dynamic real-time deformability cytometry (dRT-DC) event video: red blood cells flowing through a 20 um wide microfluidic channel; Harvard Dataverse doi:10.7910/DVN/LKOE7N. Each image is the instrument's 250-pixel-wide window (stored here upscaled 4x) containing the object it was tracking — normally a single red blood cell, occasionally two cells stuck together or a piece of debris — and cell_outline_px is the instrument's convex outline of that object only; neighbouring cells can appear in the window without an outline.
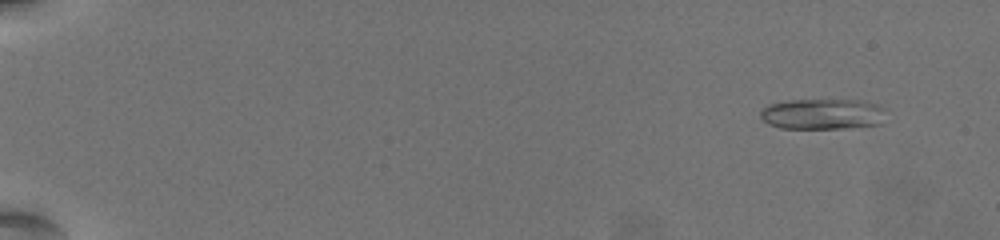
{"species": "common noctule bat (a hibernating species)", "species_latin": "Nyctalus noctula", "temperature_condition": "warm", "stored_images_in_passage": 62, "camera_frame_rate_fps": 3000, "um_per_image_px": 0.085, "animal": {"sex": "female", "body_mass_g": 19.5, "forearm_length_mm": 54.1}, "frame": {"image": 1, "passage_image": 6, "time_ms": 1.667, "image_size_px": [1000, 240], "cell_outline_px": [[884, 108], [880, 124], [844, 128], [780, 128], [768, 124], [760, 116], [760, 112], [768, 104], [788, 100], [868, 100], [880, 104]], "centroid_in_image_um": [69.92, 9.68], "position_along_channel_um": 15.1, "area_um2": 22.48}}
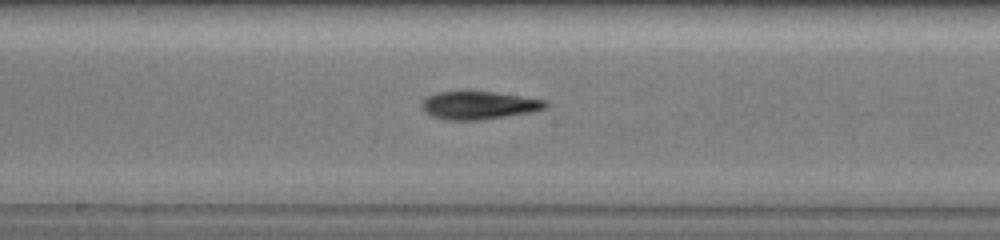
{"frame": {"image": 2, "passage_image": 37, "time_ms": 12.0, "image_size_px": [1000, 240], "cell_outline_px": [[548, 104], [544, 108], [532, 112], [480, 120], [444, 120], [432, 116], [424, 112], [420, 108], [420, 104], [428, 96], [436, 92], [492, 92], [548, 100]], "centroid_in_image_um": [40.67, 8.96], "position_along_channel_um": 207.5, "area_um2": 20.11}}
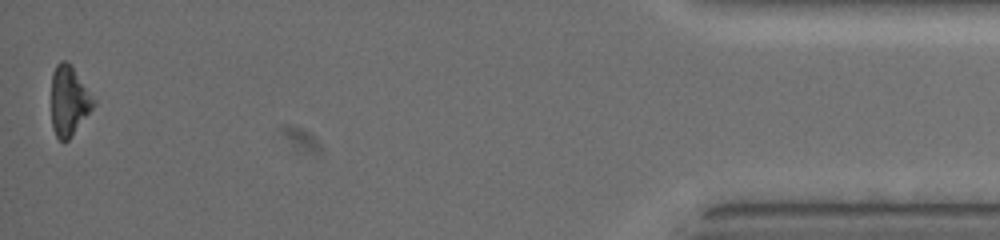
{"frame": {"image": 3, "passage_image": 62, "time_ms": 20.333, "image_size_px": [1000, 240], "cell_outline_px": [[96, 104], [72, 136], [68, 140], [60, 140], [56, 136], [52, 128], [52, 72], [56, 64], [60, 60], [68, 60], [96, 100]], "centroid_in_image_um": [5.87, 8.54], "position_along_channel_um": 429.3, "area_um2": 17.28}, "authors_computed_cell_mechanics": {"area_um2": 19.9121, "velocity_mm_per_s": 3.5617, "shape_relaxation_time_tau1_ms": 4.6593, "shape_relaxation_time_tau2_ms": 3.5129, "deformation_change_tau1": 0.1626, "deformation_change_tau2": 0.1047}}